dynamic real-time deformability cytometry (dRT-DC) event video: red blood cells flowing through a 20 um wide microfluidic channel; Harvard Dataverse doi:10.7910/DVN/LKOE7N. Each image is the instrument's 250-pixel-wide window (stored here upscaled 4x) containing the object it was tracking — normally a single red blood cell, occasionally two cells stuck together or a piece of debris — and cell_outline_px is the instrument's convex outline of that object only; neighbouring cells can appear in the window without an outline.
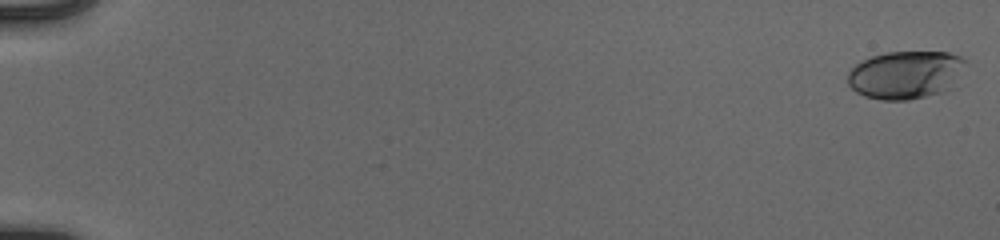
{"species": "human", "species_latin": "Homo sapiens", "temperature_condition": "cold", "stored_images_in_passage": 55, "camera_frame_rate_fps": 3000, "um_per_image_px": 0.085, "donor": {"sex": "male"}, "frame": {"image": 1, "passage_image": 1, "time_ms": 0.0, "image_size_px": [1000, 240], "cell_outline_px": [[968, 60], [952, 88], [944, 92], [908, 100], [880, 100], [864, 96], [856, 92], [848, 84], [848, 72], [856, 64], [872, 56], [884, 52], [948, 52], [960, 56]], "centroid_in_image_um": [76.99, 6.36], "position_along_channel_um": 8.0, "area_um2": 33.18}}
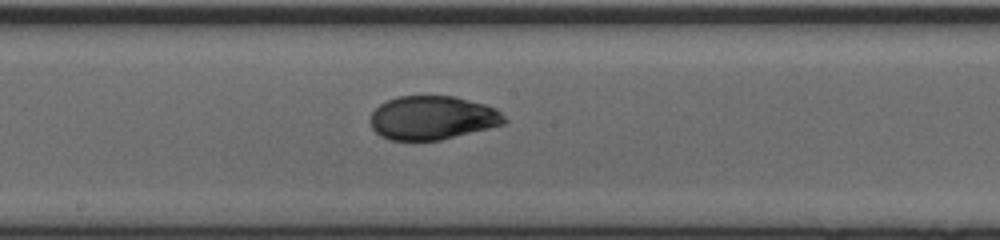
{"frame": {"image": 2, "passage_image": 32, "time_ms": 10.333, "image_size_px": [1000, 240], "cell_outline_px": [[508, 120], [504, 124], [440, 140], [388, 140], [380, 136], [372, 128], [368, 120], [372, 112], [380, 104], [396, 96], [456, 96], [484, 104], [496, 108]], "centroid_in_image_um": [36.73, 10.01], "position_along_channel_um": 211.5, "area_um2": 34.28}}
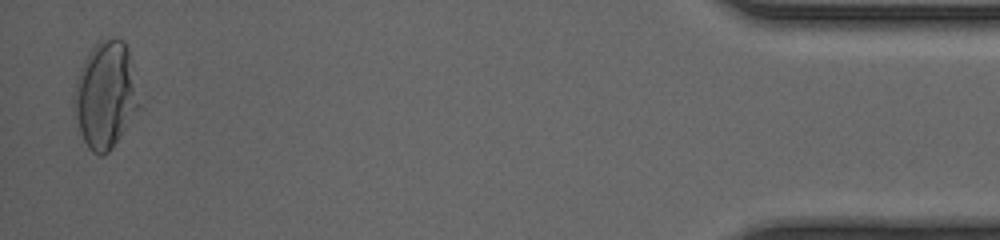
{"frame": {"image": 3, "passage_image": 54, "time_ms": 17.667, "image_size_px": [1000, 240], "cell_outline_px": [[140, 108], [112, 148], [104, 156], [100, 156], [92, 152], [88, 148], [80, 132], [72, 112], [72, 92], [80, 68], [88, 52], [96, 40], [112, 36], [116, 36], [124, 40], [128, 48], [140, 104]], "centroid_in_image_um": [8.93, 8.05], "position_along_channel_um": 426.3, "area_um2": 41.33}, "authors_computed_cell_mechanics": {"area_um2": 34.7956, "velocity_mm_per_s": 3.9361, "shape_relaxation_time_tau1_ms": 6.7549, "shape_relaxation_time_tau2_ms": 1.1238, "deformation_change_tau1": 0.2126, "deformation_change_tau2": 0.0455}}